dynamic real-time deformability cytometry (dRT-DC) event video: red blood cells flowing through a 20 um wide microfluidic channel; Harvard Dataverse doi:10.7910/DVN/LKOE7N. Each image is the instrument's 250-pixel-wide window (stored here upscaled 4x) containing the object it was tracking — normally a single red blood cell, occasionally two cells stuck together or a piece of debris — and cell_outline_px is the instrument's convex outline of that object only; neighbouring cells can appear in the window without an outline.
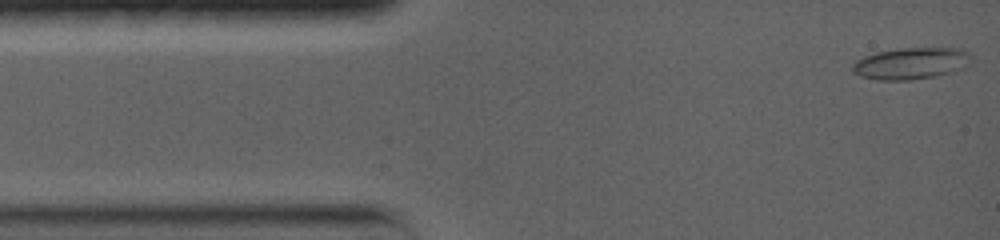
{"species": "common noctule bat (a hibernating species)", "species_latin": "Nyctalus noctula", "temperature_condition": "warm", "stored_images_in_passage": 8, "camera_frame_rate_fps": 5000, "um_per_image_px": 0.085, "animal": {"sex": "female", "body_mass_g": 19.0, "forearm_length_mm": 56.7}, "frame": {"image": 1, "passage_image": 1, "time_ms": 0.0, "image_size_px": [1000, 240], "cell_outline_px": [[968, 56], [964, 68], [932, 76], [912, 80], [880, 80], [860, 76], [852, 68], [852, 64], [856, 60], [864, 56], [876, 52], [900, 48], [964, 48], [968, 52]], "centroid_in_image_um": [77.38, 5.38], "position_along_channel_um": 7.6, "area_um2": 21.5}}
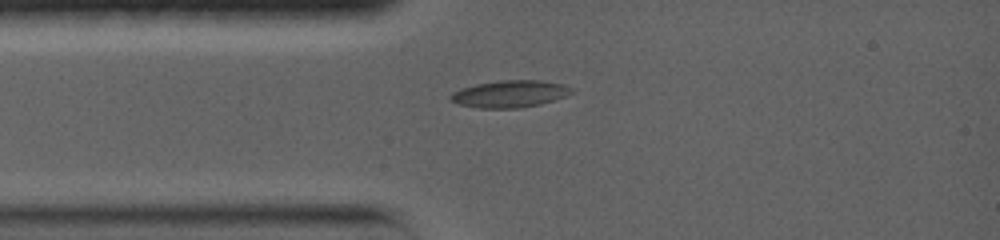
{"frame": {"image": 2, "passage_image": 6, "time_ms": 2.8, "image_size_px": [1000, 240], "cell_outline_px": [[572, 92], [564, 96], [540, 104], [520, 108], [480, 108], [460, 104], [452, 100], [448, 96], [452, 92], [460, 88], [476, 84], [500, 80], [544, 80], [564, 84], [572, 88]], "centroid_in_image_um": [43.33, 7.97], "position_along_channel_um": 41.7, "area_um2": 19.02}}